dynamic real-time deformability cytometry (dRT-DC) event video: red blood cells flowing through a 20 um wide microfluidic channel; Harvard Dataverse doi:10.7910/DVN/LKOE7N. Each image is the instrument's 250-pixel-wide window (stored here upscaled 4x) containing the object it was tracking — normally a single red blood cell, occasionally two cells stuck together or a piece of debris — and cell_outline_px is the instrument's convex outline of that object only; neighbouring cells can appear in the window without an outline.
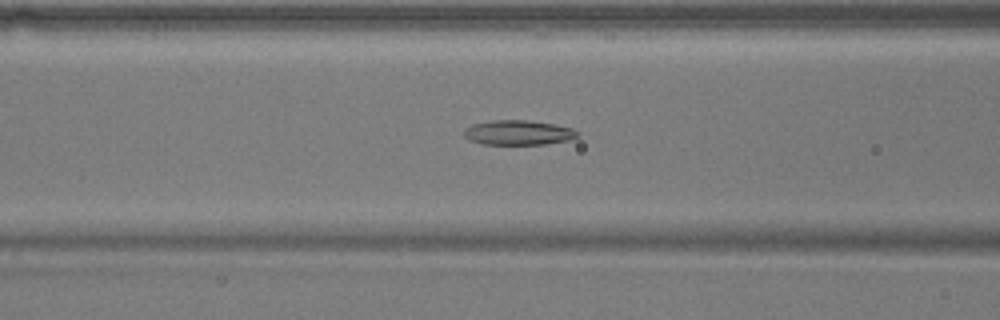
{"species": "common noctule bat (a hibernating species)", "species_latin": "Nyctalus noctula", "temperature_condition": "warm", "stored_images_in_passage": 39, "camera_frame_rate_fps": 3000, "um_per_image_px": 0.085, "animal": {"sex": "male", "body_mass_g": 17.9}, "frame": {"image": 1, "passage_image": 10, "time_ms": 3.0, "image_size_px": [1000, 320], "cell_outline_px": [[580, 136], [572, 140], [544, 144], [484, 144], [468, 140], [464, 136], [464, 128], [472, 124], [492, 120], [528, 120], [556, 124], [572, 128], [580, 132]], "centroid_in_image_um": [44.09, 11.27], "position_along_channel_um": 122.5, "area_um2": 16.65}}
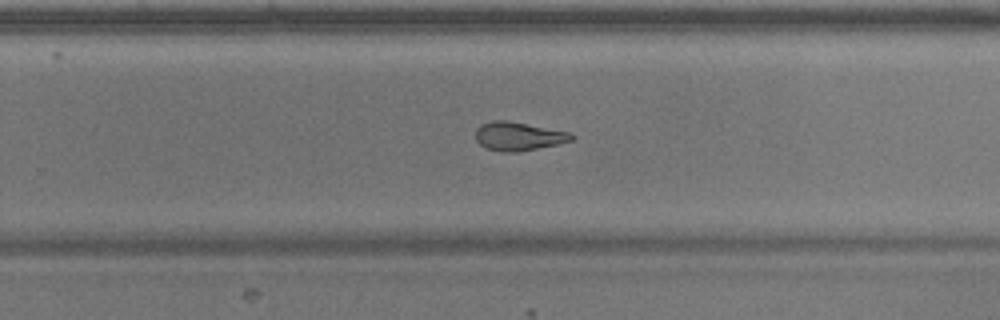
{"frame": {"image": 2, "passage_image": 23, "time_ms": 7.333, "image_size_px": [1000, 320], "cell_outline_px": [[576, 136], [572, 140], [556, 144], [516, 152], [500, 152], [488, 148], [480, 144], [476, 140], [476, 128], [480, 124], [492, 120], [508, 120], [568, 132]], "centroid_in_image_um": [44.02, 11.57], "position_along_channel_um": 285.8, "area_um2": 15.84}}
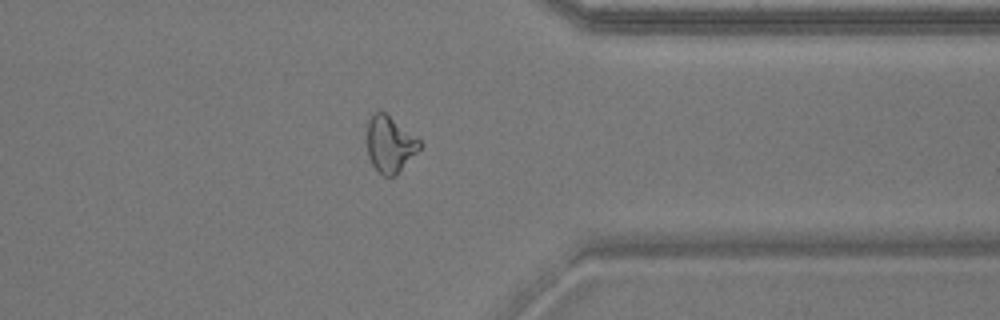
{"frame": {"image": 3, "passage_image": 31, "time_ms": 10.0, "image_size_px": [1000, 320], "cell_outline_px": [[420, 148], [396, 176], [384, 176], [372, 164], [368, 156], [368, 120], [372, 112], [384, 112], [420, 140]], "centroid_in_image_um": [33.13, 12.27], "position_along_channel_um": 378.3, "area_um2": 16.88}, "authors_computed_cell_mechanics": {"area_um2": 16.6464, "velocity_mm_per_s": 3.768, "shape_relaxation_time_tau1_ms": null, "shape_relaxation_time_tau2_ms": 3.0438, "deformation_change_tau1": null, "deformation_change_tau2": 0.1093}}